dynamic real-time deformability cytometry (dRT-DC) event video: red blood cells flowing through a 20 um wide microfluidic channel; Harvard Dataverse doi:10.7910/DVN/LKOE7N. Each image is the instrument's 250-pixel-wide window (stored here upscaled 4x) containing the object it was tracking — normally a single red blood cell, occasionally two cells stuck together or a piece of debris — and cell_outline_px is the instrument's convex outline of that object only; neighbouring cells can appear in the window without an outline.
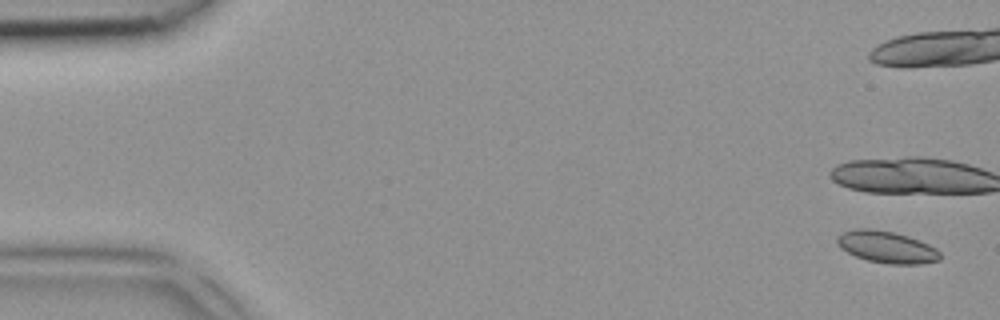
{"species": "common noctule bat (a hibernating species)", "species_latin": "Nyctalus noctula", "temperature_condition": "room temperature", "stored_images_in_passage": 4, "camera_frame_rate_fps": 3000, "um_per_image_px": 0.085, "animal": {"sex": "female", "body_mass_g": 18.4}, "frame": {"image": 1, "passage_image": 1, "time_ms": 0.0, "image_size_px": [1000, 320], "cell_outline_px": [[940, 260], [920, 264], [888, 264], [868, 260], [856, 256], [840, 248], [836, 244], [836, 236], [844, 232], [856, 228], [868, 228], [892, 232], [928, 244], [936, 248], [940, 252]], "centroid_in_image_um": [75.34, 21.01], "position_along_channel_um": 9.7, "area_um2": 18.9}}